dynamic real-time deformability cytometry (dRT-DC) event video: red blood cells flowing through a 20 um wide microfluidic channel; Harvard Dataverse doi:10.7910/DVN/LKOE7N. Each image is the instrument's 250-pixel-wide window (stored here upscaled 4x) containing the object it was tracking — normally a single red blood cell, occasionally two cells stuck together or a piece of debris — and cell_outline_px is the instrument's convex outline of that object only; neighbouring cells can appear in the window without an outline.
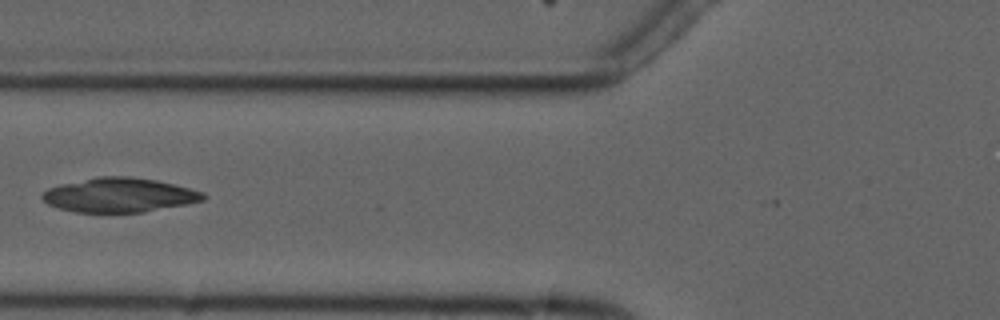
{"species": "common noctule bat (a hibernating species)", "species_latin": "Nyctalus noctula", "temperature_condition": "cold", "stored_images_in_passage": 3, "camera_frame_rate_fps": 3000, "um_per_image_px": 0.085, "animal": {"sex": "male", "forearm_length_mm": 52.5}, "frame": {"image": 1, "passage_image": 2, "time_ms": 1.333, "image_size_px": [1000, 320], "cell_outline_px": [[208, 196], [204, 200], [188, 204], [144, 212], [76, 212], [60, 208], [48, 204], [40, 196], [48, 188], [96, 176], [128, 176], [156, 180], [204, 192]], "centroid_in_image_um": [10.18, 16.58], "position_along_channel_um": 115.6, "area_um2": 32.02}}
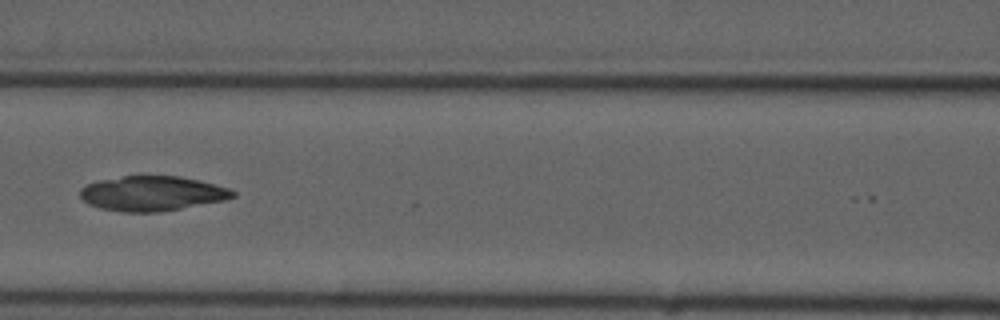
{"frame": {"image": 2, "passage_image": 3, "time_ms": 2.333, "image_size_px": [1000, 320], "cell_outline_px": [[236, 196], [228, 200], [160, 212], [120, 212], [100, 208], [88, 204], [80, 196], [80, 188], [88, 184], [100, 180], [124, 176], [180, 176], [200, 180], [228, 188], [236, 192]], "centroid_in_image_um": [12.97, 16.45], "position_along_channel_um": 153.6, "area_um2": 31.15}}